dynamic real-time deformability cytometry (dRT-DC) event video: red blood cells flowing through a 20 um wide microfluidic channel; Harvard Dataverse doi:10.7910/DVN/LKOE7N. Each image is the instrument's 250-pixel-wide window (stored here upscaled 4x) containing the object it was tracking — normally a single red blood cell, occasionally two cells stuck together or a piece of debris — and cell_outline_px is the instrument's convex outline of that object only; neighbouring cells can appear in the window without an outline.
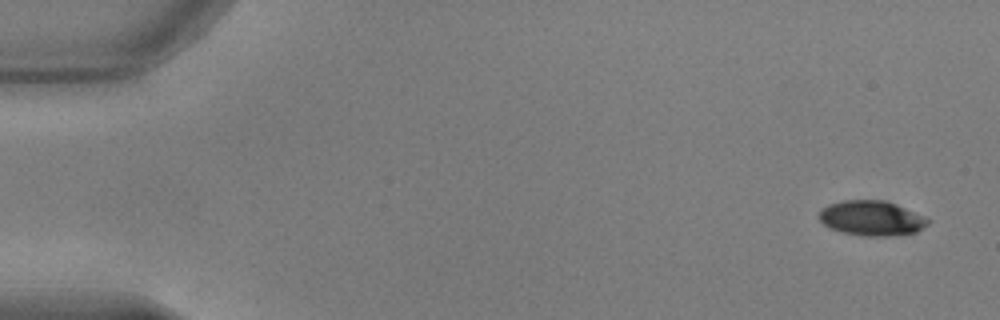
{"species": "common noctule bat (a hibernating species)", "species_latin": "Nyctalus noctula", "temperature_condition": "warm", "stored_images_in_passage": 51, "camera_frame_rate_fps": 3000, "um_per_image_px": 0.085, "animal": {"sex": "male", "body_mass_g": 17.9, "forearm_length_mm": 54.2}, "frame": {"image": 1, "passage_image": 1, "time_ms": 0.0, "image_size_px": [1000, 320], "cell_outline_px": [[928, 224], [916, 232], [892, 236], [864, 236], [840, 232], [828, 228], [816, 216], [820, 208], [828, 204], [844, 200], [884, 200], [896, 204], [928, 220]], "centroid_in_image_um": [73.98, 18.55], "position_along_channel_um": 11.0, "area_um2": 22.14}}
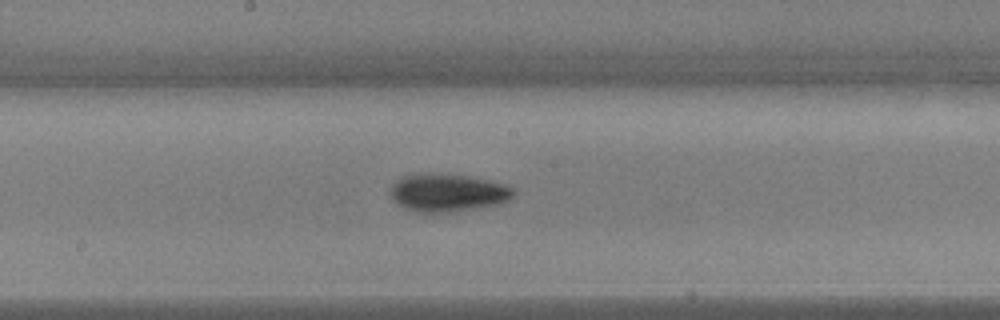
{"frame": {"image": 2, "passage_image": 27, "time_ms": 8.667, "image_size_px": [1000, 320], "cell_outline_px": [[516, 192], [508, 200], [496, 204], [452, 212], [412, 212], [396, 204], [392, 200], [392, 184], [396, 180], [404, 176], [428, 172], [440, 172], [472, 176], [492, 180], [504, 184], [512, 188]], "centroid_in_image_um": [38.03, 16.35], "position_along_channel_um": 210.2, "area_um2": 27.51}}
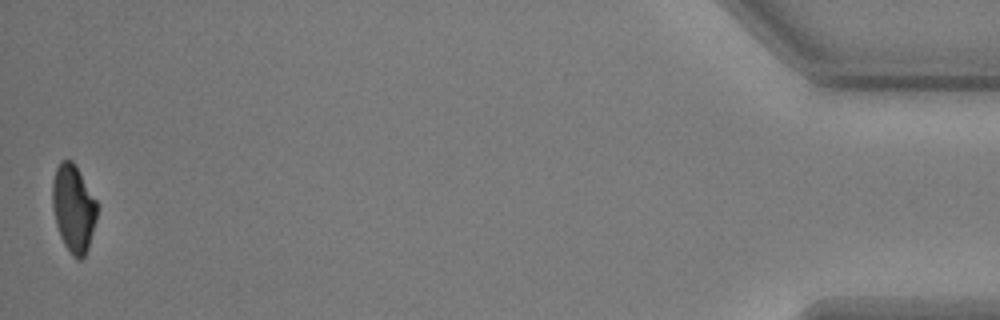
{"frame": {"image": 3, "passage_image": 51, "time_ms": 16.667, "image_size_px": [1000, 320], "cell_outline_px": [[96, 220], [88, 248], [84, 256], [80, 260], [76, 260], [72, 256], [64, 244], [60, 236], [56, 224], [52, 208], [52, 184], [56, 168], [60, 160], [72, 160], [76, 164], [96, 200]], "centroid_in_image_um": [6.23, 17.7], "position_along_channel_um": 429.0, "area_um2": 22.83}, "authors_computed_cell_mechanics": {"area_um2": 24.6228, "velocity_mm_per_s": 3.8424, "shape_relaxation_time_tau1_ms": 2.4167, "shape_relaxation_time_tau2_ms": 7.8359, "deformation_change_tau1": 0.1423, "deformation_change_tau2": 0.1128}}